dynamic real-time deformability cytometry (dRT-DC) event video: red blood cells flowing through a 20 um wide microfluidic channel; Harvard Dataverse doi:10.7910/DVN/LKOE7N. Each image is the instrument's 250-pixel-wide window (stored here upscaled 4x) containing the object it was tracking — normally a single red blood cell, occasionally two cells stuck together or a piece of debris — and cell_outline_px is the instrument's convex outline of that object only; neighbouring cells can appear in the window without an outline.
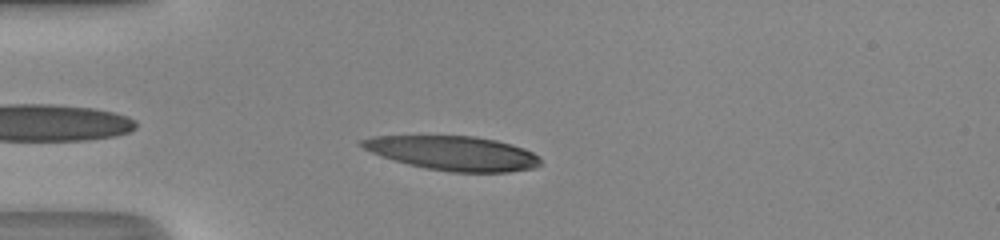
{"species": "human", "species_latin": "Homo sapiens", "temperature_condition": "room temperature", "stored_images_in_passage": 35, "camera_frame_rate_fps": 3000, "um_per_image_px": 0.085, "donor": {"sex": "male"}, "frame": {"image": 1, "passage_image": 3, "time_ms": 0.667, "image_size_px": [1000, 240], "cell_outline_px": [[544, 164], [536, 168], [508, 172], [452, 172], [424, 168], [408, 164], [380, 156], [356, 144], [360, 140], [372, 136], [476, 136], [496, 140], [512, 144], [524, 148], [540, 156]], "centroid_in_image_um": [38.56, 13.02], "position_along_channel_um": 46.4, "area_um2": 36.07}}
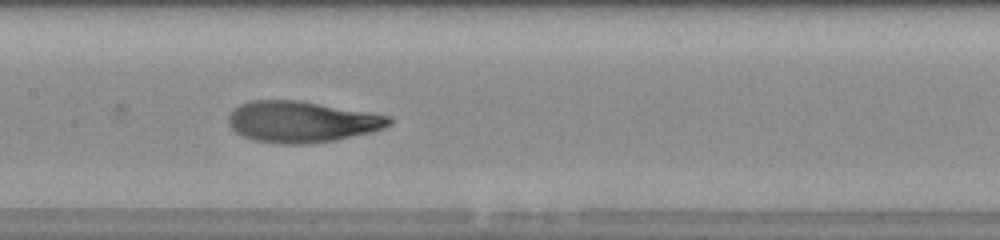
{"frame": {"image": 2, "passage_image": 14, "time_ms": 4.333, "image_size_px": [1000, 240], "cell_outline_px": [[392, 124], [384, 128], [372, 132], [336, 140], [304, 144], [284, 144], [256, 140], [244, 136], [236, 132], [228, 124], [228, 116], [240, 104], [252, 100], [300, 100], [392, 116]], "centroid_in_image_um": [25.69, 10.34], "position_along_channel_um": 181.7, "area_um2": 38.55}}
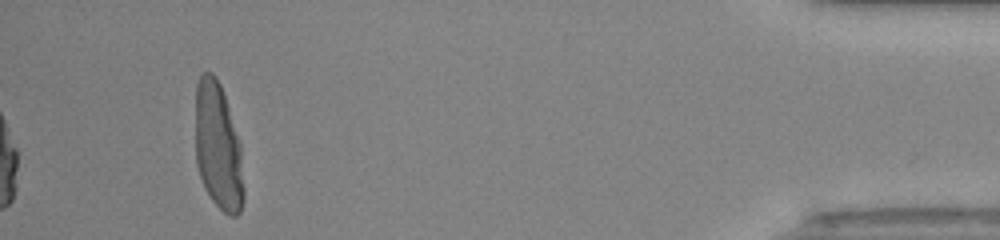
{"frame": {"image": 3, "passage_image": 35, "time_ms": 11.333, "image_size_px": [1000, 240], "cell_outline_px": [[244, 200], [240, 212], [236, 216], [228, 216], [212, 200], [204, 188], [196, 164], [196, 84], [200, 76], [204, 72], [212, 72], [216, 76], [220, 84], [240, 144], [244, 188]], "centroid_in_image_um": [18.53, 12.51], "position_along_channel_um": 416.7, "area_um2": 35.72}, "authors_computed_cell_mechanics": {"area_um2": 37.281, "velocity_mm_per_s": 4.315, "shape_relaxation_time_tau1_ms": 4.84, "shape_relaxation_time_tau2_ms": 0.8999, "deformation_change_tau1": 0.2793, "deformation_change_tau2": 0.0671}}